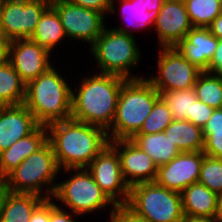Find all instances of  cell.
Here are the masks:
<instances>
[{
	"mask_svg": "<svg viewBox=\"0 0 222 222\" xmlns=\"http://www.w3.org/2000/svg\"><path fill=\"white\" fill-rule=\"evenodd\" d=\"M94 72V73H93ZM72 85L71 118L108 130L114 120L122 85L128 80L92 71Z\"/></svg>",
	"mask_w": 222,
	"mask_h": 222,
	"instance_id": "obj_1",
	"label": "cell"
},
{
	"mask_svg": "<svg viewBox=\"0 0 222 222\" xmlns=\"http://www.w3.org/2000/svg\"><path fill=\"white\" fill-rule=\"evenodd\" d=\"M47 131L60 170L86 168L110 142L103 128L72 118L48 125Z\"/></svg>",
	"mask_w": 222,
	"mask_h": 222,
	"instance_id": "obj_2",
	"label": "cell"
},
{
	"mask_svg": "<svg viewBox=\"0 0 222 222\" xmlns=\"http://www.w3.org/2000/svg\"><path fill=\"white\" fill-rule=\"evenodd\" d=\"M56 65L26 84L24 105L42 126L68 121L72 110V85Z\"/></svg>",
	"mask_w": 222,
	"mask_h": 222,
	"instance_id": "obj_3",
	"label": "cell"
},
{
	"mask_svg": "<svg viewBox=\"0 0 222 222\" xmlns=\"http://www.w3.org/2000/svg\"><path fill=\"white\" fill-rule=\"evenodd\" d=\"M159 98L160 93L145 77L128 79L121 87L116 114L107 130L109 141L131 140Z\"/></svg>",
	"mask_w": 222,
	"mask_h": 222,
	"instance_id": "obj_4",
	"label": "cell"
},
{
	"mask_svg": "<svg viewBox=\"0 0 222 222\" xmlns=\"http://www.w3.org/2000/svg\"><path fill=\"white\" fill-rule=\"evenodd\" d=\"M105 26L101 35L89 48V52L97 63L98 73L115 74L126 79L144 78L141 74H134L131 70L136 69L141 63V50L138 46L136 35H130L115 30L112 26ZM132 72V73H131Z\"/></svg>",
	"mask_w": 222,
	"mask_h": 222,
	"instance_id": "obj_5",
	"label": "cell"
},
{
	"mask_svg": "<svg viewBox=\"0 0 222 222\" xmlns=\"http://www.w3.org/2000/svg\"><path fill=\"white\" fill-rule=\"evenodd\" d=\"M60 173L52 145L47 141L4 180L12 193L36 194L52 199Z\"/></svg>",
	"mask_w": 222,
	"mask_h": 222,
	"instance_id": "obj_6",
	"label": "cell"
},
{
	"mask_svg": "<svg viewBox=\"0 0 222 222\" xmlns=\"http://www.w3.org/2000/svg\"><path fill=\"white\" fill-rule=\"evenodd\" d=\"M60 171L68 175L64 180H60L61 182L57 181L52 196V200L58 202L56 204L58 207L66 208L81 218L84 214L87 216L102 209L111 212L117 206L96 184L86 168H69Z\"/></svg>",
	"mask_w": 222,
	"mask_h": 222,
	"instance_id": "obj_7",
	"label": "cell"
},
{
	"mask_svg": "<svg viewBox=\"0 0 222 222\" xmlns=\"http://www.w3.org/2000/svg\"><path fill=\"white\" fill-rule=\"evenodd\" d=\"M126 206L148 222H181L184 215L181 193L155 182L131 186Z\"/></svg>",
	"mask_w": 222,
	"mask_h": 222,
	"instance_id": "obj_8",
	"label": "cell"
},
{
	"mask_svg": "<svg viewBox=\"0 0 222 222\" xmlns=\"http://www.w3.org/2000/svg\"><path fill=\"white\" fill-rule=\"evenodd\" d=\"M158 49L155 70L158 72L145 76L153 87L159 93L194 88L197 77L202 71L191 64L175 47Z\"/></svg>",
	"mask_w": 222,
	"mask_h": 222,
	"instance_id": "obj_9",
	"label": "cell"
},
{
	"mask_svg": "<svg viewBox=\"0 0 222 222\" xmlns=\"http://www.w3.org/2000/svg\"><path fill=\"white\" fill-rule=\"evenodd\" d=\"M50 5L45 0H1L0 34L8 41L29 39Z\"/></svg>",
	"mask_w": 222,
	"mask_h": 222,
	"instance_id": "obj_10",
	"label": "cell"
},
{
	"mask_svg": "<svg viewBox=\"0 0 222 222\" xmlns=\"http://www.w3.org/2000/svg\"><path fill=\"white\" fill-rule=\"evenodd\" d=\"M51 5L59 15L68 40L83 41L90 48L106 26V17L96 10L75 5L69 0H53Z\"/></svg>",
	"mask_w": 222,
	"mask_h": 222,
	"instance_id": "obj_11",
	"label": "cell"
},
{
	"mask_svg": "<svg viewBox=\"0 0 222 222\" xmlns=\"http://www.w3.org/2000/svg\"><path fill=\"white\" fill-rule=\"evenodd\" d=\"M96 184L116 205H126L130 187L125 182L117 151L108 144L86 167Z\"/></svg>",
	"mask_w": 222,
	"mask_h": 222,
	"instance_id": "obj_12",
	"label": "cell"
},
{
	"mask_svg": "<svg viewBox=\"0 0 222 222\" xmlns=\"http://www.w3.org/2000/svg\"><path fill=\"white\" fill-rule=\"evenodd\" d=\"M52 54L30 39H16L8 42L7 60L26 84L54 65L51 59L55 54Z\"/></svg>",
	"mask_w": 222,
	"mask_h": 222,
	"instance_id": "obj_13",
	"label": "cell"
},
{
	"mask_svg": "<svg viewBox=\"0 0 222 222\" xmlns=\"http://www.w3.org/2000/svg\"><path fill=\"white\" fill-rule=\"evenodd\" d=\"M205 154L198 152H181L169 163L158 167L155 183L181 193L186 187L198 183Z\"/></svg>",
	"mask_w": 222,
	"mask_h": 222,
	"instance_id": "obj_14",
	"label": "cell"
},
{
	"mask_svg": "<svg viewBox=\"0 0 222 222\" xmlns=\"http://www.w3.org/2000/svg\"><path fill=\"white\" fill-rule=\"evenodd\" d=\"M109 144L119 155L122 175L129 187L155 181L158 166L145 151L131 140H115Z\"/></svg>",
	"mask_w": 222,
	"mask_h": 222,
	"instance_id": "obj_15",
	"label": "cell"
},
{
	"mask_svg": "<svg viewBox=\"0 0 222 222\" xmlns=\"http://www.w3.org/2000/svg\"><path fill=\"white\" fill-rule=\"evenodd\" d=\"M154 29L157 36V48L174 47L193 28L183 2L164 0L155 16Z\"/></svg>",
	"mask_w": 222,
	"mask_h": 222,
	"instance_id": "obj_16",
	"label": "cell"
},
{
	"mask_svg": "<svg viewBox=\"0 0 222 222\" xmlns=\"http://www.w3.org/2000/svg\"><path fill=\"white\" fill-rule=\"evenodd\" d=\"M39 125L24 104L0 106V152L31 134Z\"/></svg>",
	"mask_w": 222,
	"mask_h": 222,
	"instance_id": "obj_17",
	"label": "cell"
},
{
	"mask_svg": "<svg viewBox=\"0 0 222 222\" xmlns=\"http://www.w3.org/2000/svg\"><path fill=\"white\" fill-rule=\"evenodd\" d=\"M218 45V38L209 28L193 27L174 46L191 64L202 72L207 71Z\"/></svg>",
	"mask_w": 222,
	"mask_h": 222,
	"instance_id": "obj_18",
	"label": "cell"
},
{
	"mask_svg": "<svg viewBox=\"0 0 222 222\" xmlns=\"http://www.w3.org/2000/svg\"><path fill=\"white\" fill-rule=\"evenodd\" d=\"M48 141L46 126L39 125L31 134L22 137L0 152V176L5 179L22 161Z\"/></svg>",
	"mask_w": 222,
	"mask_h": 222,
	"instance_id": "obj_19",
	"label": "cell"
},
{
	"mask_svg": "<svg viewBox=\"0 0 222 222\" xmlns=\"http://www.w3.org/2000/svg\"><path fill=\"white\" fill-rule=\"evenodd\" d=\"M116 1V2H115ZM118 2V5L116 4ZM119 6L118 7H116ZM119 9V10H118ZM120 12L119 16L121 15V20L127 23L126 27H120L118 24L113 26V28L119 32H123L130 35H135V31L143 30L153 31V26L155 22V16L152 13H149L147 9H144L141 5L138 4L137 0H111L110 17L115 15L116 12ZM112 14V15H111ZM134 33V34H133Z\"/></svg>",
	"mask_w": 222,
	"mask_h": 222,
	"instance_id": "obj_20",
	"label": "cell"
},
{
	"mask_svg": "<svg viewBox=\"0 0 222 222\" xmlns=\"http://www.w3.org/2000/svg\"><path fill=\"white\" fill-rule=\"evenodd\" d=\"M219 195L200 183L192 184L181 192L184 215L214 218Z\"/></svg>",
	"mask_w": 222,
	"mask_h": 222,
	"instance_id": "obj_21",
	"label": "cell"
},
{
	"mask_svg": "<svg viewBox=\"0 0 222 222\" xmlns=\"http://www.w3.org/2000/svg\"><path fill=\"white\" fill-rule=\"evenodd\" d=\"M29 39L43 46L51 53L57 52V47L61 46L60 42L65 43V40H68L59 15L52 5L44 11Z\"/></svg>",
	"mask_w": 222,
	"mask_h": 222,
	"instance_id": "obj_22",
	"label": "cell"
},
{
	"mask_svg": "<svg viewBox=\"0 0 222 222\" xmlns=\"http://www.w3.org/2000/svg\"><path fill=\"white\" fill-rule=\"evenodd\" d=\"M131 141L145 151L158 167L169 163L181 153L164 131L152 134H136Z\"/></svg>",
	"mask_w": 222,
	"mask_h": 222,
	"instance_id": "obj_23",
	"label": "cell"
},
{
	"mask_svg": "<svg viewBox=\"0 0 222 222\" xmlns=\"http://www.w3.org/2000/svg\"><path fill=\"white\" fill-rule=\"evenodd\" d=\"M164 132L181 152H198L204 149L203 130L190 121L173 120Z\"/></svg>",
	"mask_w": 222,
	"mask_h": 222,
	"instance_id": "obj_24",
	"label": "cell"
},
{
	"mask_svg": "<svg viewBox=\"0 0 222 222\" xmlns=\"http://www.w3.org/2000/svg\"><path fill=\"white\" fill-rule=\"evenodd\" d=\"M45 200L36 194L12 193L6 198L0 222H29L34 210Z\"/></svg>",
	"mask_w": 222,
	"mask_h": 222,
	"instance_id": "obj_25",
	"label": "cell"
},
{
	"mask_svg": "<svg viewBox=\"0 0 222 222\" xmlns=\"http://www.w3.org/2000/svg\"><path fill=\"white\" fill-rule=\"evenodd\" d=\"M26 83L19 77L12 64L0 63V106L24 104Z\"/></svg>",
	"mask_w": 222,
	"mask_h": 222,
	"instance_id": "obj_26",
	"label": "cell"
},
{
	"mask_svg": "<svg viewBox=\"0 0 222 222\" xmlns=\"http://www.w3.org/2000/svg\"><path fill=\"white\" fill-rule=\"evenodd\" d=\"M196 97L215 109L222 105V75L206 71L201 72L194 85Z\"/></svg>",
	"mask_w": 222,
	"mask_h": 222,
	"instance_id": "obj_27",
	"label": "cell"
},
{
	"mask_svg": "<svg viewBox=\"0 0 222 222\" xmlns=\"http://www.w3.org/2000/svg\"><path fill=\"white\" fill-rule=\"evenodd\" d=\"M184 4L193 27L208 28L222 13V2L219 0H188Z\"/></svg>",
	"mask_w": 222,
	"mask_h": 222,
	"instance_id": "obj_28",
	"label": "cell"
},
{
	"mask_svg": "<svg viewBox=\"0 0 222 222\" xmlns=\"http://www.w3.org/2000/svg\"><path fill=\"white\" fill-rule=\"evenodd\" d=\"M160 97L170 109L173 120H187V116H192L193 103L197 100L194 88L160 92Z\"/></svg>",
	"mask_w": 222,
	"mask_h": 222,
	"instance_id": "obj_29",
	"label": "cell"
},
{
	"mask_svg": "<svg viewBox=\"0 0 222 222\" xmlns=\"http://www.w3.org/2000/svg\"><path fill=\"white\" fill-rule=\"evenodd\" d=\"M173 121L170 109L160 97L137 134L160 133Z\"/></svg>",
	"mask_w": 222,
	"mask_h": 222,
	"instance_id": "obj_30",
	"label": "cell"
},
{
	"mask_svg": "<svg viewBox=\"0 0 222 222\" xmlns=\"http://www.w3.org/2000/svg\"><path fill=\"white\" fill-rule=\"evenodd\" d=\"M198 183L220 195L222 192V159L205 155Z\"/></svg>",
	"mask_w": 222,
	"mask_h": 222,
	"instance_id": "obj_31",
	"label": "cell"
},
{
	"mask_svg": "<svg viewBox=\"0 0 222 222\" xmlns=\"http://www.w3.org/2000/svg\"><path fill=\"white\" fill-rule=\"evenodd\" d=\"M215 108L206 105L200 100L193 103L192 116H187V121L192 122L195 126L204 128L209 118L214 113Z\"/></svg>",
	"mask_w": 222,
	"mask_h": 222,
	"instance_id": "obj_32",
	"label": "cell"
},
{
	"mask_svg": "<svg viewBox=\"0 0 222 222\" xmlns=\"http://www.w3.org/2000/svg\"><path fill=\"white\" fill-rule=\"evenodd\" d=\"M109 213V222H148L145 219L137 216L129 207L126 205H117Z\"/></svg>",
	"mask_w": 222,
	"mask_h": 222,
	"instance_id": "obj_33",
	"label": "cell"
},
{
	"mask_svg": "<svg viewBox=\"0 0 222 222\" xmlns=\"http://www.w3.org/2000/svg\"><path fill=\"white\" fill-rule=\"evenodd\" d=\"M75 216V217H74ZM79 215L62 209L56 205L54 200L49 199V222H77Z\"/></svg>",
	"mask_w": 222,
	"mask_h": 222,
	"instance_id": "obj_34",
	"label": "cell"
},
{
	"mask_svg": "<svg viewBox=\"0 0 222 222\" xmlns=\"http://www.w3.org/2000/svg\"><path fill=\"white\" fill-rule=\"evenodd\" d=\"M206 156L222 159V135H204V149Z\"/></svg>",
	"mask_w": 222,
	"mask_h": 222,
	"instance_id": "obj_35",
	"label": "cell"
},
{
	"mask_svg": "<svg viewBox=\"0 0 222 222\" xmlns=\"http://www.w3.org/2000/svg\"><path fill=\"white\" fill-rule=\"evenodd\" d=\"M203 135H222V108H217L204 126Z\"/></svg>",
	"mask_w": 222,
	"mask_h": 222,
	"instance_id": "obj_36",
	"label": "cell"
},
{
	"mask_svg": "<svg viewBox=\"0 0 222 222\" xmlns=\"http://www.w3.org/2000/svg\"><path fill=\"white\" fill-rule=\"evenodd\" d=\"M71 3L89 8L102 13L104 16H109L111 0H69Z\"/></svg>",
	"mask_w": 222,
	"mask_h": 222,
	"instance_id": "obj_37",
	"label": "cell"
},
{
	"mask_svg": "<svg viewBox=\"0 0 222 222\" xmlns=\"http://www.w3.org/2000/svg\"><path fill=\"white\" fill-rule=\"evenodd\" d=\"M206 72L222 75V39H218L217 49Z\"/></svg>",
	"mask_w": 222,
	"mask_h": 222,
	"instance_id": "obj_38",
	"label": "cell"
},
{
	"mask_svg": "<svg viewBox=\"0 0 222 222\" xmlns=\"http://www.w3.org/2000/svg\"><path fill=\"white\" fill-rule=\"evenodd\" d=\"M29 222H49V199H45L34 210Z\"/></svg>",
	"mask_w": 222,
	"mask_h": 222,
	"instance_id": "obj_39",
	"label": "cell"
},
{
	"mask_svg": "<svg viewBox=\"0 0 222 222\" xmlns=\"http://www.w3.org/2000/svg\"><path fill=\"white\" fill-rule=\"evenodd\" d=\"M138 4L141 5L144 9H147L149 13H152L156 16L161 9L164 0H137Z\"/></svg>",
	"mask_w": 222,
	"mask_h": 222,
	"instance_id": "obj_40",
	"label": "cell"
},
{
	"mask_svg": "<svg viewBox=\"0 0 222 222\" xmlns=\"http://www.w3.org/2000/svg\"><path fill=\"white\" fill-rule=\"evenodd\" d=\"M218 39H222V13H220L208 27Z\"/></svg>",
	"mask_w": 222,
	"mask_h": 222,
	"instance_id": "obj_41",
	"label": "cell"
},
{
	"mask_svg": "<svg viewBox=\"0 0 222 222\" xmlns=\"http://www.w3.org/2000/svg\"><path fill=\"white\" fill-rule=\"evenodd\" d=\"M10 189L7 186V183L5 182V180H3L0 183V218L2 216V212H3V207L6 201L7 196L10 193Z\"/></svg>",
	"mask_w": 222,
	"mask_h": 222,
	"instance_id": "obj_42",
	"label": "cell"
},
{
	"mask_svg": "<svg viewBox=\"0 0 222 222\" xmlns=\"http://www.w3.org/2000/svg\"><path fill=\"white\" fill-rule=\"evenodd\" d=\"M8 40L0 34V63L7 60V53H8Z\"/></svg>",
	"mask_w": 222,
	"mask_h": 222,
	"instance_id": "obj_43",
	"label": "cell"
},
{
	"mask_svg": "<svg viewBox=\"0 0 222 222\" xmlns=\"http://www.w3.org/2000/svg\"><path fill=\"white\" fill-rule=\"evenodd\" d=\"M181 222H216L214 218L183 215Z\"/></svg>",
	"mask_w": 222,
	"mask_h": 222,
	"instance_id": "obj_44",
	"label": "cell"
},
{
	"mask_svg": "<svg viewBox=\"0 0 222 222\" xmlns=\"http://www.w3.org/2000/svg\"><path fill=\"white\" fill-rule=\"evenodd\" d=\"M214 220L216 222H222V197H218L217 210H216Z\"/></svg>",
	"mask_w": 222,
	"mask_h": 222,
	"instance_id": "obj_45",
	"label": "cell"
},
{
	"mask_svg": "<svg viewBox=\"0 0 222 222\" xmlns=\"http://www.w3.org/2000/svg\"><path fill=\"white\" fill-rule=\"evenodd\" d=\"M174 1H179V2L185 3V2L188 1V0H174Z\"/></svg>",
	"mask_w": 222,
	"mask_h": 222,
	"instance_id": "obj_46",
	"label": "cell"
},
{
	"mask_svg": "<svg viewBox=\"0 0 222 222\" xmlns=\"http://www.w3.org/2000/svg\"><path fill=\"white\" fill-rule=\"evenodd\" d=\"M4 179L0 176V183L3 181Z\"/></svg>",
	"mask_w": 222,
	"mask_h": 222,
	"instance_id": "obj_47",
	"label": "cell"
}]
</instances>
